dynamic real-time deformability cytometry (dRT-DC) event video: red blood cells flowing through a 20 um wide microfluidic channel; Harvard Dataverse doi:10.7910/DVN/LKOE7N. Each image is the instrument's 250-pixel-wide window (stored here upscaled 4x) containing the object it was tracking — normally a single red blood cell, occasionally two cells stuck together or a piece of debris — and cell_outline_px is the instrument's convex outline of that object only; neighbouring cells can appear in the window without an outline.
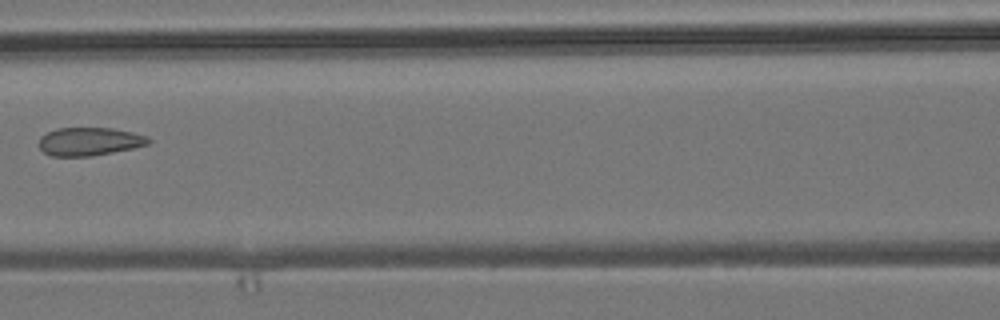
{"species": "common noctule bat (a hibernating species)", "species_latin": "Nyctalus noctula", "temperature_condition": "room temperature", "stored_images_in_passage": 7, "camera_frame_rate_fps": 3000, "um_per_image_px": 0.085, "animal": {"sex": "male", "body_mass_g": 19.2, "forearm_length_mm": 51.8}, "frame": {"image": 1, "passage_image": 7, "time_ms": 8.0, "image_size_px": [1000, 320], "cell_outline_px": [[152, 140], [148, 144], [132, 148], [92, 156], [52, 156], [44, 152], [40, 148], [40, 136], [56, 128], [112, 128], [132, 132], [148, 136]], "centroid_in_image_um": [7.61, 12.02], "position_along_channel_um": 159.0, "area_um2": 17.92}}